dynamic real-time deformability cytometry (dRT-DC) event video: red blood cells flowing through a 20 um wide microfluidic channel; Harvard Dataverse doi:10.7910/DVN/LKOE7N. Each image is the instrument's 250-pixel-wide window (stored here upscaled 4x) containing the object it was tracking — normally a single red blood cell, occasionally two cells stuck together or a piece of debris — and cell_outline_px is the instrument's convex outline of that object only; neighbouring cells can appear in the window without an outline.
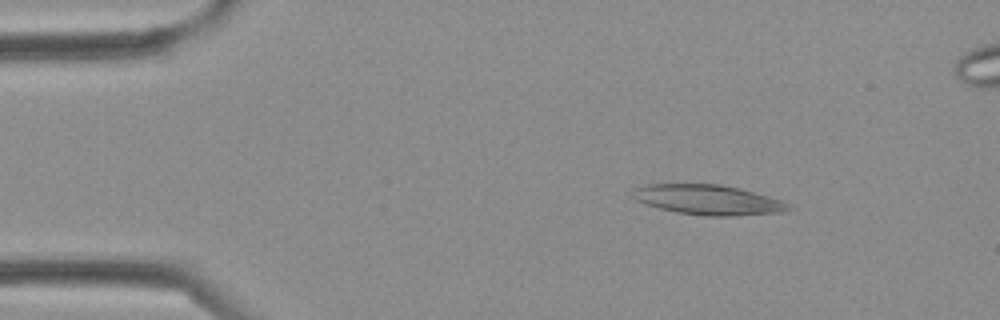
{"species": "Egyptian fruit bat (a non-hibernating species)", "species_latin": "Rousettus aegyptiacus", "temperature_condition": "cold", "stored_images_in_passage": 3, "camera_frame_rate_fps": 3000, "um_per_image_px": 0.085, "frame": {"image": 1, "passage_image": 1, "time_ms": 0.0, "image_size_px": [1000, 320], "cell_outline_px": [[788, 212], [732, 216], [704, 216], [676, 212], [644, 204], [636, 200], [632, 196], [636, 188], [648, 184], [720, 184], [740, 188], [784, 200], [788, 204]], "centroid_in_image_um": [60.23, 16.99], "position_along_channel_um": 24.8, "area_um2": 27.28}}